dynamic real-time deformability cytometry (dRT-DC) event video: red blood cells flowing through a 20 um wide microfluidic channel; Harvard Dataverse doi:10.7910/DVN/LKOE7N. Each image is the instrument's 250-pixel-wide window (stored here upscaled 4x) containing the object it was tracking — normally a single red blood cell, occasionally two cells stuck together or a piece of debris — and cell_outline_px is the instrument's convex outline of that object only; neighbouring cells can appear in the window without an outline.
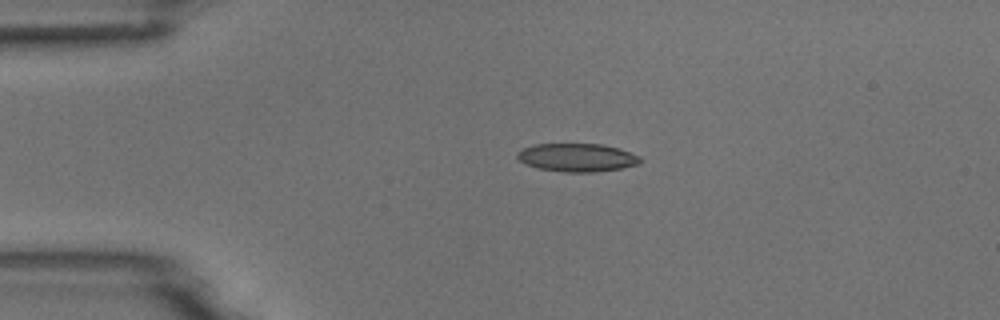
{"species": "common noctule bat (a hibernating species)", "species_latin": "Nyctalus noctula", "temperature_condition": "room temperature", "stored_images_in_passage": 4, "camera_frame_rate_fps": 3000, "um_per_image_px": 0.085, "animal": {"sex": "male", "body_mass_g": 18.8}, "frame": {"image": 1, "passage_image": 3, "time_ms": 3.333, "image_size_px": [1000, 320], "cell_outline_px": [[640, 164], [620, 168], [592, 172], [564, 172], [540, 168], [528, 164], [520, 160], [516, 156], [516, 152], [520, 148], [536, 144], [600, 144], [620, 148], [640, 156]], "centroid_in_image_um": [49.05, 13.38], "position_along_channel_um": 36.0, "area_um2": 20.11}}